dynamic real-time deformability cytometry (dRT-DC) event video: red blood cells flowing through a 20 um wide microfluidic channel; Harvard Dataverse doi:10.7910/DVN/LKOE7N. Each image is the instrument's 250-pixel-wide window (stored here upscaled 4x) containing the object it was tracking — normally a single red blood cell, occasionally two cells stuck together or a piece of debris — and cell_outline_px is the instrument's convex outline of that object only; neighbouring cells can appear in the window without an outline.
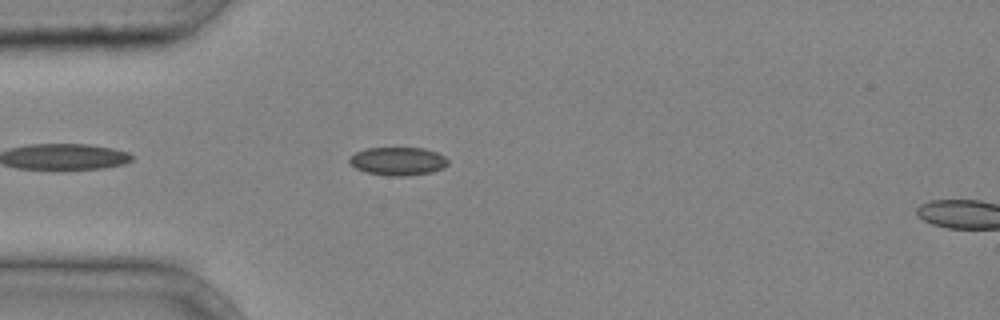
{"species": "common noctule bat (a hibernating species)", "species_latin": "Nyctalus noctula", "temperature_condition": "cold", "stored_images_in_passage": 33, "camera_frame_rate_fps": 3000, "um_per_image_px": 0.085, "animal": {"sex": "male", "body_mass_g": 20.4}, "frame": {"image": 1, "passage_image": 4, "time_ms": 1.0, "image_size_px": [1000, 320], "cell_outline_px": [[448, 164], [444, 168], [432, 172], [404, 176], [388, 176], [368, 172], [356, 168], [348, 160], [356, 152], [368, 148], [424, 148], [436, 152], [444, 156], [448, 160]], "centroid_in_image_um": [33.87, 13.7], "position_along_channel_um": 51.1, "area_um2": 16.07}}
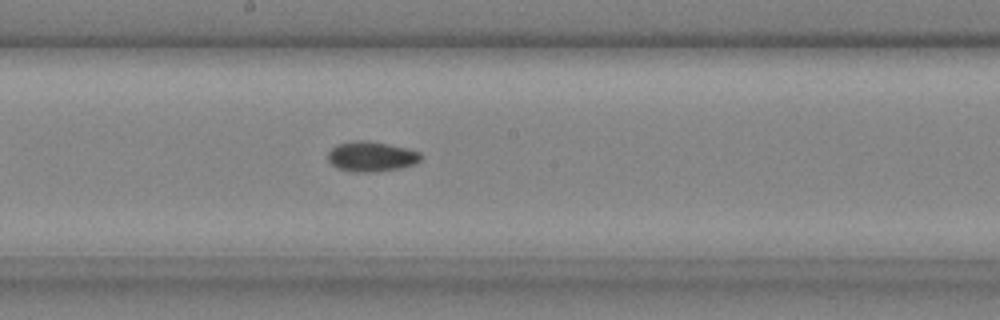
{"frame": {"image": 2, "passage_image": 15, "time_ms": 4.667, "image_size_px": [1000, 320], "cell_outline_px": [[424, 156], [416, 164], [400, 168], [376, 172], [356, 172], [340, 168], [332, 164], [328, 160], [328, 152], [336, 144], [352, 140], [368, 140], [408, 148], [420, 152]], "centroid_in_image_um": [31.6, 13.29], "position_along_channel_um": 216.6, "area_um2": 16.47}}
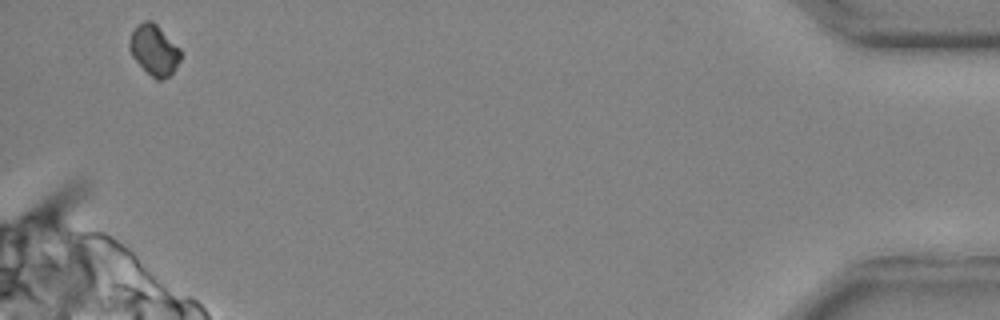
{"frame": {"image": 3, "passage_image": 32, "time_ms": 10.333, "image_size_px": [1000, 320], "cell_outline_px": [[180, 60], [176, 68], [168, 76], [160, 80], [156, 80], [132, 56], [128, 48], [128, 40], [132, 28], [136, 24], [144, 20], [152, 20], [180, 48]], "centroid_in_image_um": [13.06, 4.2], "position_along_channel_um": 422.1, "area_um2": 15.09}}